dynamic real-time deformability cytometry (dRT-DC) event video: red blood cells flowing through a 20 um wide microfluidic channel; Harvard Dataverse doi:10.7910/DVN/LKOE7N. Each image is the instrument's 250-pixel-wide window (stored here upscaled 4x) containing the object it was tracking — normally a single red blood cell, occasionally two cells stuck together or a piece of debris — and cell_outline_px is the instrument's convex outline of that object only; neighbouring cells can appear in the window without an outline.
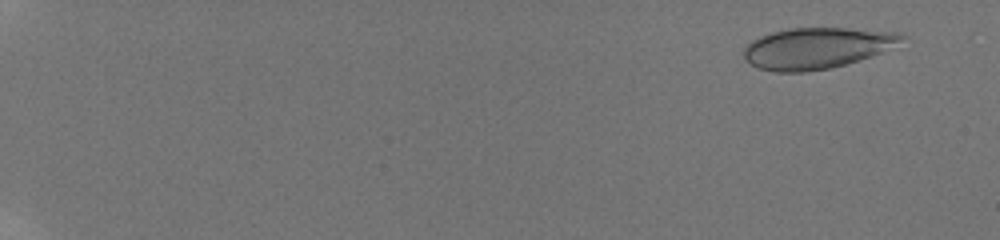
{"species": "human", "species_latin": "Homo sapiens", "temperature_condition": "room temperature", "stored_images_in_passage": 39, "camera_frame_rate_fps": 3000, "um_per_image_px": 0.085, "donor": {"sex": "male"}, "frame": {"image": 1, "passage_image": 3, "time_ms": 1.333, "image_size_px": [1000, 240], "cell_outline_px": [[908, 36], [880, 52], [832, 68], [804, 72], [776, 72], [756, 68], [744, 60], [744, 48], [752, 40], [760, 36], [772, 32], [788, 28], [848, 28], [900, 32]], "centroid_in_image_um": [69.35, 4.08], "position_along_channel_um": 15.7, "area_um2": 37.57}}
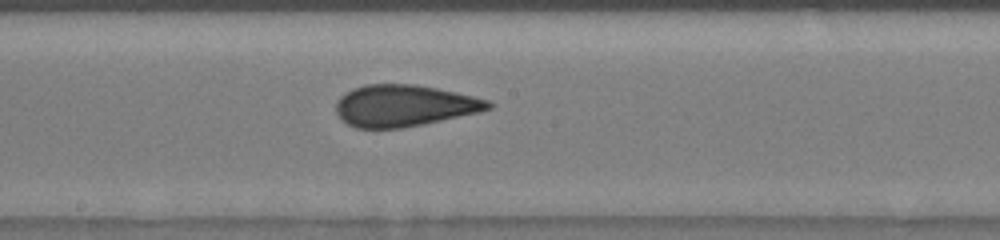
{"frame": {"image": 2, "passage_image": 21, "time_ms": 11.667, "image_size_px": [1000, 240], "cell_outline_px": [[496, 104], [492, 108], [480, 112], [424, 124], [400, 128], [356, 128], [340, 120], [336, 112], [336, 100], [340, 96], [352, 88], [364, 84], [412, 84], [436, 88], [472, 96], [488, 100]], "centroid_in_image_um": [34.33, 8.98], "position_along_channel_um": 213.9, "area_um2": 37.11}}
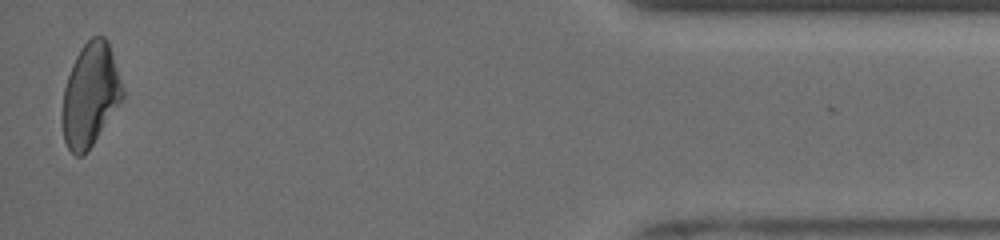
{"frame": {"image": 3, "passage_image": 38, "time_ms": 18.667, "image_size_px": [1000, 240], "cell_outline_px": [[124, 96], [92, 144], [80, 156], [76, 156], [68, 148], [64, 140], [60, 120], [64, 88], [72, 64], [80, 48], [92, 36], [104, 36], [108, 40], [124, 92]], "centroid_in_image_um": [7.64, 8.04], "position_along_channel_um": 427.6, "area_um2": 35.84}, "authors_computed_cell_mechanics": {"area_um2": 36.5874, "velocity_mm_per_s": 3.8985, "shape_relaxation_time_tau1_ms": 10.5278, "shape_relaxation_time_tau2_ms": 0.6763, "deformation_change_tau1": 0.1745, "deformation_change_tau2": 0.0312}}